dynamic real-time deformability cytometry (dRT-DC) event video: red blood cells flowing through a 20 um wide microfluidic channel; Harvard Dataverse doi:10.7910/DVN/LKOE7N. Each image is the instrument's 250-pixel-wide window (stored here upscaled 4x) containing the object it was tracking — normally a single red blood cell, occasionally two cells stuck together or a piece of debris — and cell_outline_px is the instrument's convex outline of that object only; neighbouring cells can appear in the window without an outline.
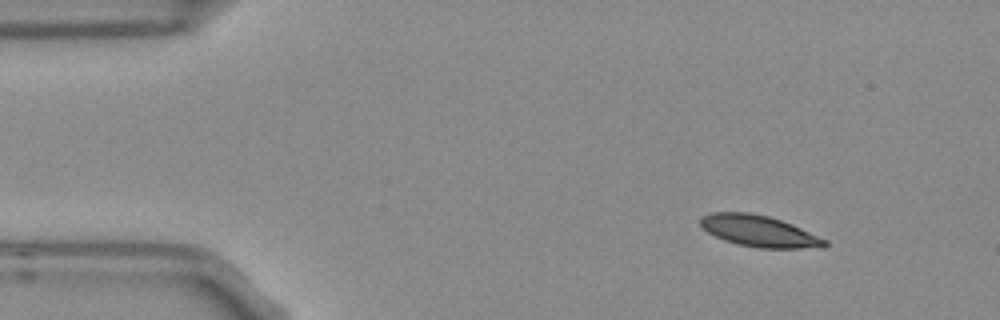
{"species": "Egyptian fruit bat (a non-hibernating species)", "species_latin": "Rousettus aegyptiacus", "temperature_condition": "room temperature", "stored_images_in_passage": 3, "camera_frame_rate_fps": 3000, "um_per_image_px": 0.085, "frame": {"image": 1, "passage_image": 1, "time_ms": 0.0, "image_size_px": [1000, 320], "cell_outline_px": [[828, 244], [824, 248], [760, 248], [740, 244], [724, 240], [708, 232], [700, 224], [700, 216], [712, 212], [748, 212], [768, 216], [792, 224], [828, 240]], "centroid_in_image_um": [64.55, 19.64], "position_along_channel_um": 20.4, "area_um2": 22.66}}